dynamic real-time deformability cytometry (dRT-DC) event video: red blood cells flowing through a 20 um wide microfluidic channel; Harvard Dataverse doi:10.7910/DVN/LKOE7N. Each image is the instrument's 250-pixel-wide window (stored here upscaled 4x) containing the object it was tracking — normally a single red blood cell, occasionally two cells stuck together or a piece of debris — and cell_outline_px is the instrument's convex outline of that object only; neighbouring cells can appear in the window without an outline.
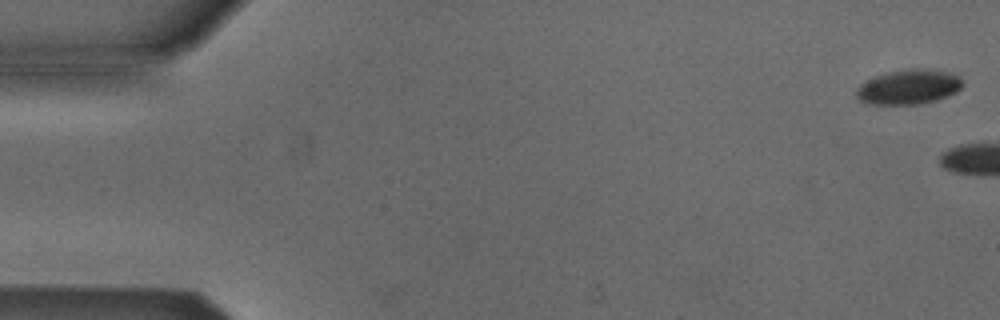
{"species": "Egyptian fruit bat (a non-hibernating species)", "species_latin": "Rousettus aegyptiacus", "temperature_condition": "cold", "stored_images_in_passage": 2, "camera_frame_rate_fps": 3000, "um_per_image_px": 0.085, "animal": {"sex": "male"}, "frame": {"image": 1, "passage_image": 1, "time_ms": 0.0, "image_size_px": [1000, 320], "cell_outline_px": [[964, 84], [956, 92], [936, 100], [920, 104], [868, 104], [860, 100], [856, 96], [856, 88], [864, 80], [888, 72], [912, 68], [920, 68], [944, 72], [956, 76]], "centroid_in_image_um": [77.17, 7.4], "position_along_channel_um": 7.8, "area_um2": 21.27}}